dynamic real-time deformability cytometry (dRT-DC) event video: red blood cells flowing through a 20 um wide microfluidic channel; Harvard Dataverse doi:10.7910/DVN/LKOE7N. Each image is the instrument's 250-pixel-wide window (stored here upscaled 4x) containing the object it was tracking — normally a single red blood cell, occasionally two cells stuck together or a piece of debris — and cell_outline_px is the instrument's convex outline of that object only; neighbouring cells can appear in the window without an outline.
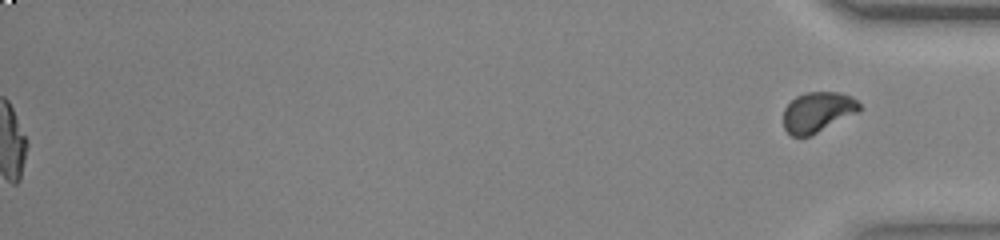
{"species": "common noctule bat (a hibernating species)", "species_latin": "Nyctalus noctula", "temperature_condition": "warm", "stored_images_in_passage": 55, "segment_of_instrument_passage": [2, 2], "camera_frame_rate_fps": 3000, "um_per_image_px": 0.085, "animal": {"sex": "female", "body_mass_g": 23.0, "forearm_length_mm": 53.4}, "frame": {"image": 1, "passage_image": 55, "time_ms": 18.0, "image_size_px": [1000, 240], "cell_outline_px": [[864, 108], [860, 112], [808, 136], [792, 136], [784, 128], [784, 108], [796, 96], [804, 92], [840, 92], [852, 96]], "centroid_in_image_um": [69.54, 9.5], "position_along_channel_um": 365.7, "area_um2": 17.92}}